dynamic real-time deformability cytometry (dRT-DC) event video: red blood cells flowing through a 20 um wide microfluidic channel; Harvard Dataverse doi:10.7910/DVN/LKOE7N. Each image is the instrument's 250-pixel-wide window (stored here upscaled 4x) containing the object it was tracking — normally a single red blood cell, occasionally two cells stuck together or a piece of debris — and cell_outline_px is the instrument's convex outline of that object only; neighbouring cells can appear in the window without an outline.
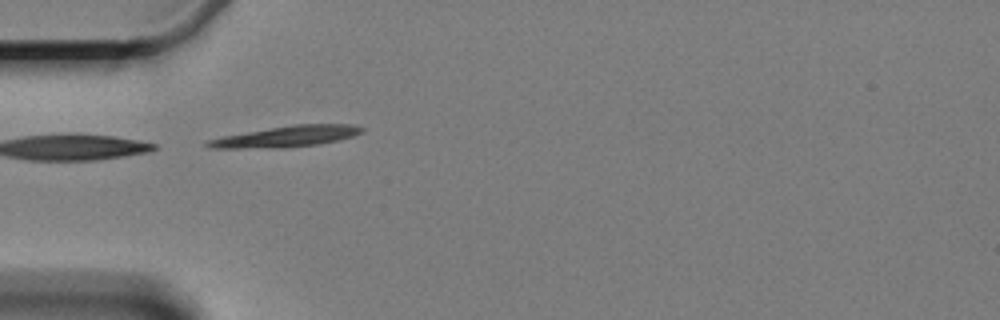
{"species": "Egyptian fruit bat (a non-hibernating species)", "species_latin": "Rousettus aegyptiacus", "temperature_condition": "cold", "stored_images_in_passage": 4, "camera_frame_rate_fps": 3000, "um_per_image_px": 0.085, "animal": {"sex": "female"}, "frame": {"image": 1, "passage_image": 3, "time_ms": 2.333, "image_size_px": [1000, 320], "cell_outline_px": [[364, 132], [352, 136], [320, 144], [284, 148], [208, 148], [204, 144], [204, 140], [220, 136], [296, 124], [356, 124], [364, 128]], "centroid_in_image_um": [24.3, 11.6], "position_along_channel_um": 60.7, "area_um2": 19.07}}